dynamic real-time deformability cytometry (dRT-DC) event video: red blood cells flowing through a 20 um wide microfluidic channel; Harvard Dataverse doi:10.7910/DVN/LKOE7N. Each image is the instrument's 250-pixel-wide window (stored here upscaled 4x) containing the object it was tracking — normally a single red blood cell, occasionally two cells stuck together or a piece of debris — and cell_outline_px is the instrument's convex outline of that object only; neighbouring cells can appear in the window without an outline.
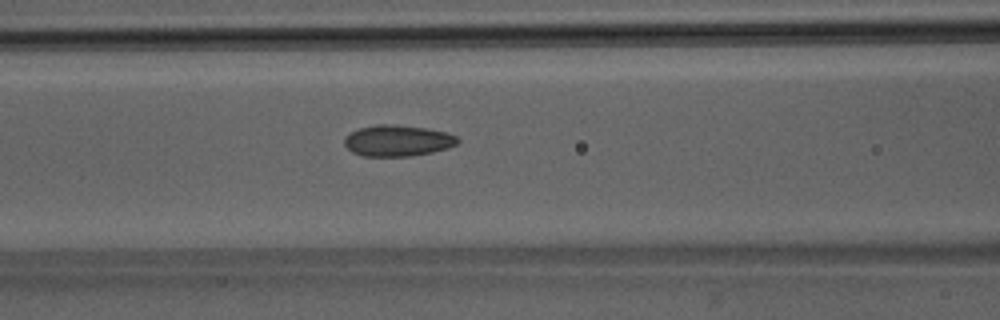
{"species": "Egyptian fruit bat (a non-hibernating species)", "species_latin": "Rousettus aegyptiacus", "temperature_condition": "room temperature", "stored_images_in_passage": 39, "camera_frame_rate_fps": 3000, "um_per_image_px": 0.085, "animal": {"sex": "male"}, "frame": {"image": 1, "passage_image": 15, "time_ms": 4.667, "image_size_px": [1000, 320], "cell_outline_px": [[460, 140], [456, 144], [448, 148], [432, 152], [412, 156], [364, 156], [352, 152], [344, 144], [344, 140], [352, 132], [360, 128], [376, 124], [396, 124], [428, 128], [444, 132], [456, 136]], "centroid_in_image_um": [33.81, 11.95], "position_along_channel_um": 132.8, "area_um2": 20.52}}
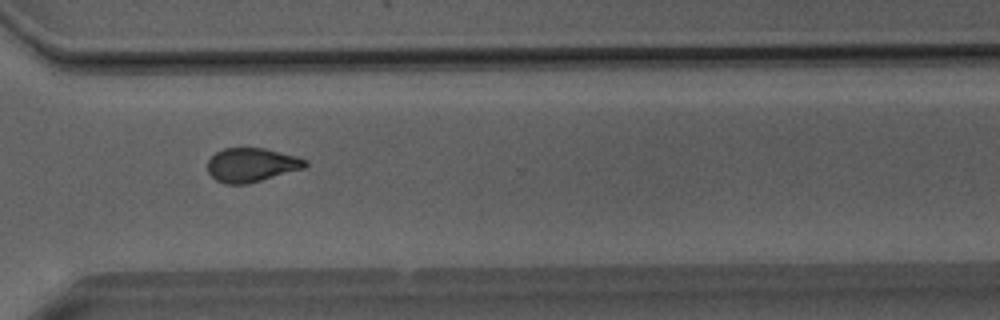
{"frame": {"image": 2, "passage_image": 31, "time_ms": 10.0, "image_size_px": [1000, 320], "cell_outline_px": [[308, 164], [304, 168], [248, 184], [224, 184], [216, 180], [208, 172], [208, 160], [216, 152], [224, 148], [264, 148], [296, 156], [308, 160]], "centroid_in_image_um": [21.38, 14.02], "position_along_channel_um": 349.2, "area_um2": 19.31}}
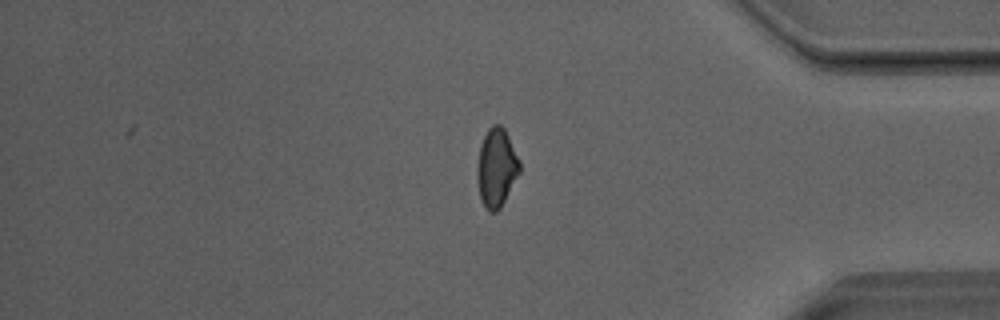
{"frame": {"image": 3, "passage_image": 36, "time_ms": 11.667, "image_size_px": [1000, 320], "cell_outline_px": [[520, 172], [500, 208], [496, 212], [488, 212], [484, 208], [480, 200], [476, 172], [480, 144], [488, 128], [492, 124], [500, 124], [504, 128], [520, 160]], "centroid_in_image_um": [42.18, 14.26], "position_along_channel_um": 393.0, "area_um2": 19.59}, "authors_computed_cell_mechanics": {"area_um2": 19.941, "velocity_mm_per_s": 4.0646, "shape_relaxation_time_tau1_ms": null, "shape_relaxation_time_tau2_ms": 1.8213, "deformation_change_tau1": null, "deformation_change_tau2": 0.0823}}